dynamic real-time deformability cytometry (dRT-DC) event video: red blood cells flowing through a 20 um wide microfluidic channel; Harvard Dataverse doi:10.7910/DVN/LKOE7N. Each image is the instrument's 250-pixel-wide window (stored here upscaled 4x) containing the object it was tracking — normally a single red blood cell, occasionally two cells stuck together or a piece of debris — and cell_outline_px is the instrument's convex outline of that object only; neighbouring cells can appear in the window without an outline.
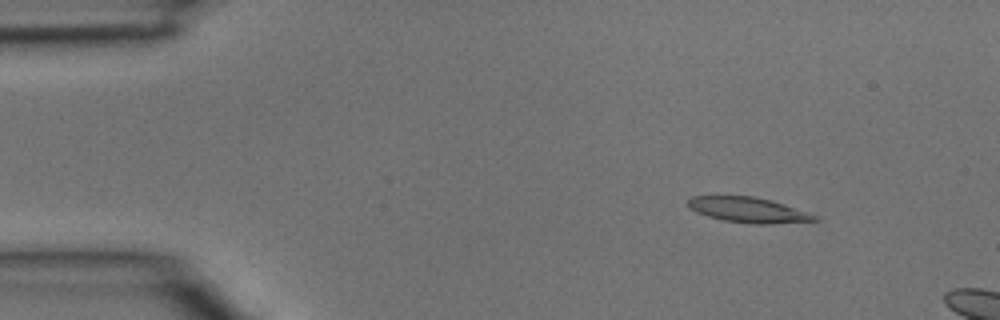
{"species": "common noctule bat (a hibernating species)", "species_latin": "Nyctalus noctula", "temperature_condition": "room temperature", "stored_images_in_passage": 2, "camera_frame_rate_fps": 3000, "um_per_image_px": 0.085, "animal": {"sex": "male", "body_mass_g": 15.6}, "frame": {"image": 1, "passage_image": 2, "time_ms": 0.333, "image_size_px": [1000, 320], "cell_outline_px": [[820, 220], [772, 224], [756, 224], [724, 220], [708, 216], [696, 212], [688, 204], [688, 200], [692, 196], [752, 196], [772, 200], [820, 216]], "centroid_in_image_um": [63.67, 17.84], "position_along_channel_um": 21.3, "area_um2": 18.55}}